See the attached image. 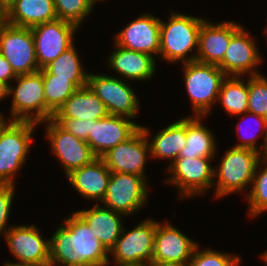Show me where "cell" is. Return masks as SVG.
<instances>
[{"label":"cell","instance_id":"obj_5","mask_svg":"<svg viewBox=\"0 0 267 266\" xmlns=\"http://www.w3.org/2000/svg\"><path fill=\"white\" fill-rule=\"evenodd\" d=\"M30 121L5 122L0 127V184H13L16 172L26 162L33 131Z\"/></svg>","mask_w":267,"mask_h":266},{"label":"cell","instance_id":"obj_26","mask_svg":"<svg viewBox=\"0 0 267 266\" xmlns=\"http://www.w3.org/2000/svg\"><path fill=\"white\" fill-rule=\"evenodd\" d=\"M150 145V157L157 159H170V164L174 162L181 150L186 145V118L166 126L159 131Z\"/></svg>","mask_w":267,"mask_h":266},{"label":"cell","instance_id":"obj_21","mask_svg":"<svg viewBox=\"0 0 267 266\" xmlns=\"http://www.w3.org/2000/svg\"><path fill=\"white\" fill-rule=\"evenodd\" d=\"M70 184L84 198L101 202L107 192L111 171L101 158L66 175Z\"/></svg>","mask_w":267,"mask_h":266},{"label":"cell","instance_id":"obj_20","mask_svg":"<svg viewBox=\"0 0 267 266\" xmlns=\"http://www.w3.org/2000/svg\"><path fill=\"white\" fill-rule=\"evenodd\" d=\"M242 27L232 21H203L199 31L196 61L218 65L224 58L231 37Z\"/></svg>","mask_w":267,"mask_h":266},{"label":"cell","instance_id":"obj_34","mask_svg":"<svg viewBox=\"0 0 267 266\" xmlns=\"http://www.w3.org/2000/svg\"><path fill=\"white\" fill-rule=\"evenodd\" d=\"M198 248L197 245L187 266H238L241 263V257L238 255L233 256L209 248L199 252Z\"/></svg>","mask_w":267,"mask_h":266},{"label":"cell","instance_id":"obj_2","mask_svg":"<svg viewBox=\"0 0 267 266\" xmlns=\"http://www.w3.org/2000/svg\"><path fill=\"white\" fill-rule=\"evenodd\" d=\"M204 20L177 12L170 13L168 22L160 19L161 58L171 63L195 61L197 53L189 58L187 55L195 47L198 51L199 31Z\"/></svg>","mask_w":267,"mask_h":266},{"label":"cell","instance_id":"obj_30","mask_svg":"<svg viewBox=\"0 0 267 266\" xmlns=\"http://www.w3.org/2000/svg\"><path fill=\"white\" fill-rule=\"evenodd\" d=\"M39 71L43 77L46 106L55 114L77 88L68 79L56 78L44 68Z\"/></svg>","mask_w":267,"mask_h":266},{"label":"cell","instance_id":"obj_7","mask_svg":"<svg viewBox=\"0 0 267 266\" xmlns=\"http://www.w3.org/2000/svg\"><path fill=\"white\" fill-rule=\"evenodd\" d=\"M0 53L11 64L16 75L40 70L31 28L5 23L0 27Z\"/></svg>","mask_w":267,"mask_h":266},{"label":"cell","instance_id":"obj_39","mask_svg":"<svg viewBox=\"0 0 267 266\" xmlns=\"http://www.w3.org/2000/svg\"><path fill=\"white\" fill-rule=\"evenodd\" d=\"M9 90H10V84L0 81V101L10 96ZM0 115H3L2 112H0Z\"/></svg>","mask_w":267,"mask_h":266},{"label":"cell","instance_id":"obj_36","mask_svg":"<svg viewBox=\"0 0 267 266\" xmlns=\"http://www.w3.org/2000/svg\"><path fill=\"white\" fill-rule=\"evenodd\" d=\"M62 129L75 137L87 141L92 128V120L74 118H52Z\"/></svg>","mask_w":267,"mask_h":266},{"label":"cell","instance_id":"obj_45","mask_svg":"<svg viewBox=\"0 0 267 266\" xmlns=\"http://www.w3.org/2000/svg\"><path fill=\"white\" fill-rule=\"evenodd\" d=\"M117 266H144V265H137V264H117Z\"/></svg>","mask_w":267,"mask_h":266},{"label":"cell","instance_id":"obj_33","mask_svg":"<svg viewBox=\"0 0 267 266\" xmlns=\"http://www.w3.org/2000/svg\"><path fill=\"white\" fill-rule=\"evenodd\" d=\"M248 111L267 119V78L262 74L249 76Z\"/></svg>","mask_w":267,"mask_h":266},{"label":"cell","instance_id":"obj_15","mask_svg":"<svg viewBox=\"0 0 267 266\" xmlns=\"http://www.w3.org/2000/svg\"><path fill=\"white\" fill-rule=\"evenodd\" d=\"M43 123L47 125L46 137L50 140L52 153L60 160L66 175L98 158L87 141L66 132L53 119Z\"/></svg>","mask_w":267,"mask_h":266},{"label":"cell","instance_id":"obj_32","mask_svg":"<svg viewBox=\"0 0 267 266\" xmlns=\"http://www.w3.org/2000/svg\"><path fill=\"white\" fill-rule=\"evenodd\" d=\"M58 19L75 24L78 28L94 8L93 0H53Z\"/></svg>","mask_w":267,"mask_h":266},{"label":"cell","instance_id":"obj_17","mask_svg":"<svg viewBox=\"0 0 267 266\" xmlns=\"http://www.w3.org/2000/svg\"><path fill=\"white\" fill-rule=\"evenodd\" d=\"M115 38L114 42L123 48L154 57L160 52V19L143 14L118 32Z\"/></svg>","mask_w":267,"mask_h":266},{"label":"cell","instance_id":"obj_1","mask_svg":"<svg viewBox=\"0 0 267 266\" xmlns=\"http://www.w3.org/2000/svg\"><path fill=\"white\" fill-rule=\"evenodd\" d=\"M49 241V266L109 264V252L76 212L67 217Z\"/></svg>","mask_w":267,"mask_h":266},{"label":"cell","instance_id":"obj_9","mask_svg":"<svg viewBox=\"0 0 267 266\" xmlns=\"http://www.w3.org/2000/svg\"><path fill=\"white\" fill-rule=\"evenodd\" d=\"M149 134V128L140 125L131 137L108 150L100 158L111 172L136 174L146 179L144 167L147 156H151Z\"/></svg>","mask_w":267,"mask_h":266},{"label":"cell","instance_id":"obj_28","mask_svg":"<svg viewBox=\"0 0 267 266\" xmlns=\"http://www.w3.org/2000/svg\"><path fill=\"white\" fill-rule=\"evenodd\" d=\"M44 69L56 78L68 79L77 89L87 85L89 73L84 72L74 43Z\"/></svg>","mask_w":267,"mask_h":266},{"label":"cell","instance_id":"obj_38","mask_svg":"<svg viewBox=\"0 0 267 266\" xmlns=\"http://www.w3.org/2000/svg\"><path fill=\"white\" fill-rule=\"evenodd\" d=\"M17 75L13 71L11 64L0 53V81L9 84L10 80L15 79Z\"/></svg>","mask_w":267,"mask_h":266},{"label":"cell","instance_id":"obj_40","mask_svg":"<svg viewBox=\"0 0 267 266\" xmlns=\"http://www.w3.org/2000/svg\"><path fill=\"white\" fill-rule=\"evenodd\" d=\"M148 266H187V263H180V262H174V261L151 262Z\"/></svg>","mask_w":267,"mask_h":266},{"label":"cell","instance_id":"obj_13","mask_svg":"<svg viewBox=\"0 0 267 266\" xmlns=\"http://www.w3.org/2000/svg\"><path fill=\"white\" fill-rule=\"evenodd\" d=\"M87 85L104 103L108 114L130 119L138 113L139 100L123 80L103 74H89Z\"/></svg>","mask_w":267,"mask_h":266},{"label":"cell","instance_id":"obj_25","mask_svg":"<svg viewBox=\"0 0 267 266\" xmlns=\"http://www.w3.org/2000/svg\"><path fill=\"white\" fill-rule=\"evenodd\" d=\"M108 115L101 99L86 85L78 88L57 110L53 118L99 120Z\"/></svg>","mask_w":267,"mask_h":266},{"label":"cell","instance_id":"obj_22","mask_svg":"<svg viewBox=\"0 0 267 266\" xmlns=\"http://www.w3.org/2000/svg\"><path fill=\"white\" fill-rule=\"evenodd\" d=\"M76 213L87 223L93 234L109 252L121 235L124 214L101 207L98 203L89 210L83 209Z\"/></svg>","mask_w":267,"mask_h":266},{"label":"cell","instance_id":"obj_46","mask_svg":"<svg viewBox=\"0 0 267 266\" xmlns=\"http://www.w3.org/2000/svg\"><path fill=\"white\" fill-rule=\"evenodd\" d=\"M86 266H108V264H94V265H86Z\"/></svg>","mask_w":267,"mask_h":266},{"label":"cell","instance_id":"obj_14","mask_svg":"<svg viewBox=\"0 0 267 266\" xmlns=\"http://www.w3.org/2000/svg\"><path fill=\"white\" fill-rule=\"evenodd\" d=\"M77 29L79 28L75 24L61 19L31 27L40 69L54 61L73 44Z\"/></svg>","mask_w":267,"mask_h":266},{"label":"cell","instance_id":"obj_19","mask_svg":"<svg viewBox=\"0 0 267 266\" xmlns=\"http://www.w3.org/2000/svg\"><path fill=\"white\" fill-rule=\"evenodd\" d=\"M197 244L170 223L157 221L151 262L188 263Z\"/></svg>","mask_w":267,"mask_h":266},{"label":"cell","instance_id":"obj_10","mask_svg":"<svg viewBox=\"0 0 267 266\" xmlns=\"http://www.w3.org/2000/svg\"><path fill=\"white\" fill-rule=\"evenodd\" d=\"M214 157L177 158L169 164L167 171L171 177L167 183L176 185L180 199L204 194L206 189L213 187L214 168L210 162Z\"/></svg>","mask_w":267,"mask_h":266},{"label":"cell","instance_id":"obj_11","mask_svg":"<svg viewBox=\"0 0 267 266\" xmlns=\"http://www.w3.org/2000/svg\"><path fill=\"white\" fill-rule=\"evenodd\" d=\"M37 228L35 225H12L4 237L19 262H8L5 266H49L50 241H44Z\"/></svg>","mask_w":267,"mask_h":266},{"label":"cell","instance_id":"obj_31","mask_svg":"<svg viewBox=\"0 0 267 266\" xmlns=\"http://www.w3.org/2000/svg\"><path fill=\"white\" fill-rule=\"evenodd\" d=\"M260 163L264 167L260 168ZM259 169V171H257ZM261 169V170H260ZM252 188L247 195L249 214L256 217L267 211V156H264L257 164L253 177Z\"/></svg>","mask_w":267,"mask_h":266},{"label":"cell","instance_id":"obj_47","mask_svg":"<svg viewBox=\"0 0 267 266\" xmlns=\"http://www.w3.org/2000/svg\"><path fill=\"white\" fill-rule=\"evenodd\" d=\"M95 3H97V1H104V0H93ZM106 1V0H105Z\"/></svg>","mask_w":267,"mask_h":266},{"label":"cell","instance_id":"obj_8","mask_svg":"<svg viewBox=\"0 0 267 266\" xmlns=\"http://www.w3.org/2000/svg\"><path fill=\"white\" fill-rule=\"evenodd\" d=\"M157 221L146 219L126 232L123 227L120 237L109 251L115 264L148 266L153 258Z\"/></svg>","mask_w":267,"mask_h":266},{"label":"cell","instance_id":"obj_37","mask_svg":"<svg viewBox=\"0 0 267 266\" xmlns=\"http://www.w3.org/2000/svg\"><path fill=\"white\" fill-rule=\"evenodd\" d=\"M13 184H0V235L1 232L6 234L10 228H7L12 200L15 193ZM7 229V230H6Z\"/></svg>","mask_w":267,"mask_h":266},{"label":"cell","instance_id":"obj_42","mask_svg":"<svg viewBox=\"0 0 267 266\" xmlns=\"http://www.w3.org/2000/svg\"><path fill=\"white\" fill-rule=\"evenodd\" d=\"M15 0H0V5L7 10Z\"/></svg>","mask_w":267,"mask_h":266},{"label":"cell","instance_id":"obj_6","mask_svg":"<svg viewBox=\"0 0 267 266\" xmlns=\"http://www.w3.org/2000/svg\"><path fill=\"white\" fill-rule=\"evenodd\" d=\"M14 80L17 86H10L9 90V95L13 96L9 120L41 124L52 119L54 113L45 103L42 73L17 75Z\"/></svg>","mask_w":267,"mask_h":266},{"label":"cell","instance_id":"obj_44","mask_svg":"<svg viewBox=\"0 0 267 266\" xmlns=\"http://www.w3.org/2000/svg\"><path fill=\"white\" fill-rule=\"evenodd\" d=\"M6 122L4 115H0V127Z\"/></svg>","mask_w":267,"mask_h":266},{"label":"cell","instance_id":"obj_43","mask_svg":"<svg viewBox=\"0 0 267 266\" xmlns=\"http://www.w3.org/2000/svg\"><path fill=\"white\" fill-rule=\"evenodd\" d=\"M260 258H262V259H263V262H265V263L267 264V251H265V252L261 255Z\"/></svg>","mask_w":267,"mask_h":266},{"label":"cell","instance_id":"obj_12","mask_svg":"<svg viewBox=\"0 0 267 266\" xmlns=\"http://www.w3.org/2000/svg\"><path fill=\"white\" fill-rule=\"evenodd\" d=\"M145 178L130 173H114L108 183L104 207L127 216L143 207L148 201Z\"/></svg>","mask_w":267,"mask_h":266},{"label":"cell","instance_id":"obj_18","mask_svg":"<svg viewBox=\"0 0 267 266\" xmlns=\"http://www.w3.org/2000/svg\"><path fill=\"white\" fill-rule=\"evenodd\" d=\"M139 128L140 125L128 117L108 114L99 120L92 119L87 143L100 158L108 150L131 137Z\"/></svg>","mask_w":267,"mask_h":266},{"label":"cell","instance_id":"obj_27","mask_svg":"<svg viewBox=\"0 0 267 266\" xmlns=\"http://www.w3.org/2000/svg\"><path fill=\"white\" fill-rule=\"evenodd\" d=\"M201 116L186 117V145L178 158L214 157L216 143L213 133L202 124Z\"/></svg>","mask_w":267,"mask_h":266},{"label":"cell","instance_id":"obj_24","mask_svg":"<svg viewBox=\"0 0 267 266\" xmlns=\"http://www.w3.org/2000/svg\"><path fill=\"white\" fill-rule=\"evenodd\" d=\"M58 19L53 0H15L6 10V22L31 28Z\"/></svg>","mask_w":267,"mask_h":266},{"label":"cell","instance_id":"obj_35","mask_svg":"<svg viewBox=\"0 0 267 266\" xmlns=\"http://www.w3.org/2000/svg\"><path fill=\"white\" fill-rule=\"evenodd\" d=\"M246 115H249V117L250 116H252V117H254L253 119L254 120H257V124L260 126V129L262 128L263 129V136H264V143L260 146L261 147V151H260V149H258L259 147L256 145V136H254V134L253 135H251L250 136V134L247 136V138L246 137H243L242 139H240L242 142H240L239 144H237V145H234V147H237V148H245V149H251V150H254V151H256V152H261V154L263 155V156H267V119L266 118H264L263 116H259V115H256V114H254V113H252V112H247V113H245V115L242 117V118H244L245 119V116ZM242 126V124H241V122H239V124H237V127H236V131L237 132H240L242 129L240 128L241 126ZM252 127V126H251ZM241 129V130H240ZM245 138V139H244Z\"/></svg>","mask_w":267,"mask_h":266},{"label":"cell","instance_id":"obj_3","mask_svg":"<svg viewBox=\"0 0 267 266\" xmlns=\"http://www.w3.org/2000/svg\"><path fill=\"white\" fill-rule=\"evenodd\" d=\"M263 157L261 152L245 148L232 147L225 151L220 165L214 168V177L218 180L213 183L215 197L244 191L252 184L257 164Z\"/></svg>","mask_w":267,"mask_h":266},{"label":"cell","instance_id":"obj_23","mask_svg":"<svg viewBox=\"0 0 267 266\" xmlns=\"http://www.w3.org/2000/svg\"><path fill=\"white\" fill-rule=\"evenodd\" d=\"M114 52L108 57L110 68L124 78L146 81L154 76L156 61L152 55L123 48L115 43Z\"/></svg>","mask_w":267,"mask_h":266},{"label":"cell","instance_id":"obj_4","mask_svg":"<svg viewBox=\"0 0 267 266\" xmlns=\"http://www.w3.org/2000/svg\"><path fill=\"white\" fill-rule=\"evenodd\" d=\"M183 66L185 87L195 113L193 116L206 117L211 112V105L218 100L222 82L227 76L215 64L195 60Z\"/></svg>","mask_w":267,"mask_h":266},{"label":"cell","instance_id":"obj_29","mask_svg":"<svg viewBox=\"0 0 267 266\" xmlns=\"http://www.w3.org/2000/svg\"><path fill=\"white\" fill-rule=\"evenodd\" d=\"M242 80L237 76H227L221 85L218 100L231 116L248 112V81Z\"/></svg>","mask_w":267,"mask_h":266},{"label":"cell","instance_id":"obj_16","mask_svg":"<svg viewBox=\"0 0 267 266\" xmlns=\"http://www.w3.org/2000/svg\"><path fill=\"white\" fill-rule=\"evenodd\" d=\"M249 36V32L241 27L232 37L226 49L223 60L217 65L226 76L242 77L246 74L258 75L255 68L260 64L262 58L260 52Z\"/></svg>","mask_w":267,"mask_h":266},{"label":"cell","instance_id":"obj_41","mask_svg":"<svg viewBox=\"0 0 267 266\" xmlns=\"http://www.w3.org/2000/svg\"><path fill=\"white\" fill-rule=\"evenodd\" d=\"M6 23V10L0 5V27Z\"/></svg>","mask_w":267,"mask_h":266}]
</instances>
